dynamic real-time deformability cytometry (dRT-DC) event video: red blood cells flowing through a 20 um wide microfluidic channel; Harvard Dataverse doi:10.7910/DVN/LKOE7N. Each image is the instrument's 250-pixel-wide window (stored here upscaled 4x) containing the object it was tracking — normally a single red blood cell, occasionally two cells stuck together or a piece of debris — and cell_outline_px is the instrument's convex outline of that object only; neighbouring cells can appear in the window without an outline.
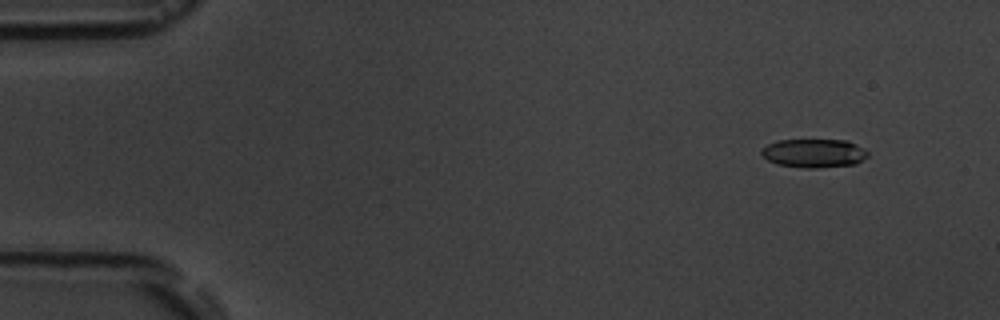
{"species": "common noctule bat (a hibernating species)", "species_latin": "Nyctalus noctula", "temperature_condition": "room temperature", "stored_images_in_passage": 5, "camera_frame_rate_fps": 3000, "um_per_image_px": 0.085, "animal": {"sex": "male", "body_mass_g": 19.5, "forearm_length_mm": 54.6}, "frame": {"image": 1, "passage_image": 2, "time_ms": 1.0, "image_size_px": [1000, 320], "cell_outline_px": [[868, 156], [856, 164], [816, 168], [804, 168], [776, 164], [768, 160], [760, 152], [760, 148], [776, 140], [848, 140], [864, 148], [868, 152]], "centroid_in_image_um": [69.18, 13.02], "position_along_channel_um": 15.8, "area_um2": 17.92}}